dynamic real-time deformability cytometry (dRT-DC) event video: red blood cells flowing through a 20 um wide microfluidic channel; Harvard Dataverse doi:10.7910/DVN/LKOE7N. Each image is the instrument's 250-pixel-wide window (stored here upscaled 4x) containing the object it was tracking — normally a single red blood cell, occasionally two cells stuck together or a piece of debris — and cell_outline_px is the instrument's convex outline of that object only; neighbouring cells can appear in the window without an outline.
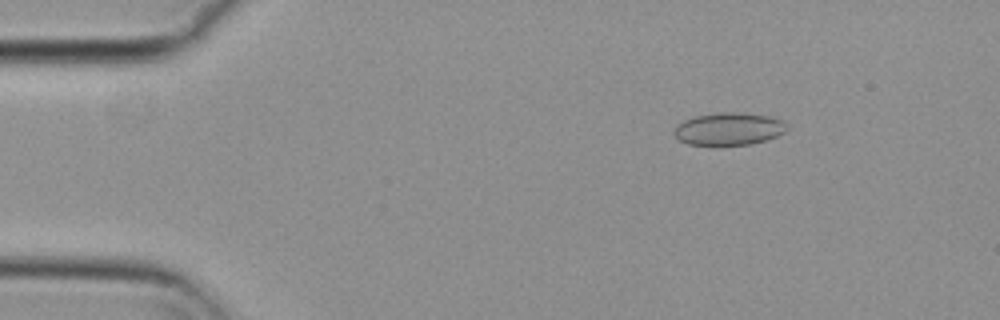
{"species": "common noctule bat (a hibernating species)", "species_latin": "Nyctalus noctula", "temperature_condition": "cold", "stored_images_in_passage": 50, "camera_frame_rate_fps": 3000, "um_per_image_px": 0.085, "animal": {"sex": "female", "body_mass_g": 29.2, "forearm_length_mm": 56.3}, "frame": {"image": 1, "passage_image": 3, "time_ms": 0.667, "image_size_px": [1000, 320], "cell_outline_px": [[788, 128], [784, 132], [768, 140], [752, 144], [720, 148], [688, 144], [680, 140], [672, 132], [676, 124], [684, 120], [696, 116], [720, 112], [744, 112], [772, 116], [780, 120]], "centroid_in_image_um": [61.92, 10.99], "position_along_channel_um": 23.1, "area_um2": 22.25}}
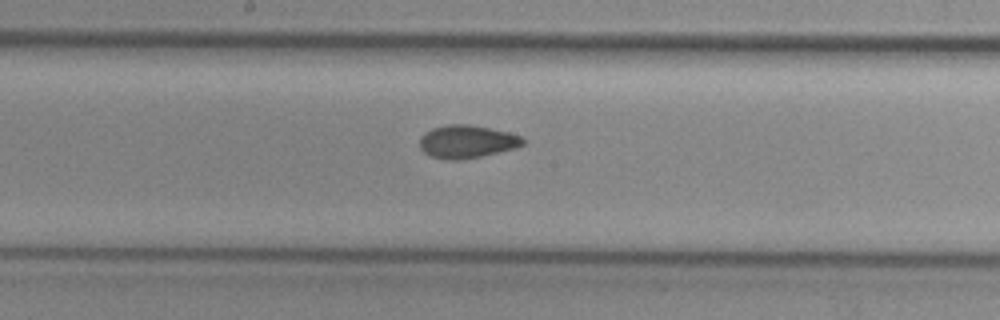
{"frame": {"image": 2, "passage_image": 24, "time_ms": 7.667, "image_size_px": [1000, 320], "cell_outline_px": [[524, 144], [516, 148], [480, 156], [460, 160], [448, 160], [432, 156], [424, 152], [420, 148], [420, 136], [424, 132], [432, 128], [448, 124], [468, 124], [508, 132], [520, 136], [524, 140]], "centroid_in_image_um": [39.66, 12.03], "position_along_channel_um": 208.5, "area_um2": 19.71}}
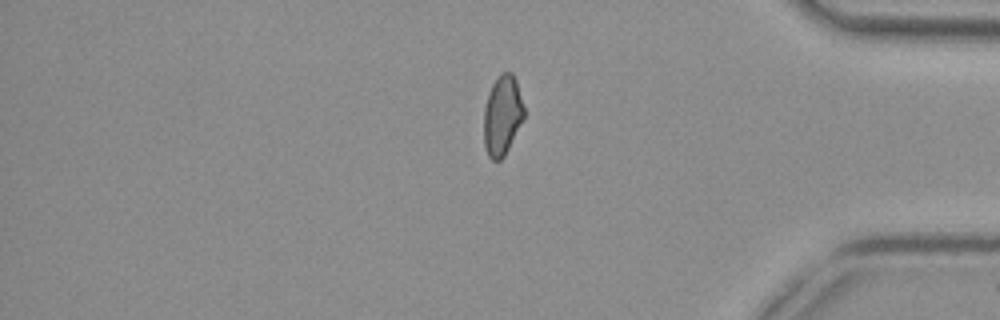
{"frame": {"image": 3, "passage_image": 41, "time_ms": 13.333, "image_size_px": [1000, 320], "cell_outline_px": [[524, 116], [504, 156], [500, 160], [492, 160], [488, 156], [484, 144], [484, 108], [488, 92], [496, 76], [500, 72], [512, 72], [516, 80], [524, 108]], "centroid_in_image_um": [42.67, 9.77], "position_along_channel_um": 392.5, "area_um2": 18.61}, "authors_computed_cell_mechanics": {"area_um2": 19.5075, "velocity_mm_per_s": 3.7227, "shape_relaxation_time_tau1_ms": null, "shape_relaxation_time_tau2_ms": 2.2844, "deformation_change_tau1": null, "deformation_change_tau2": 0.0783}}